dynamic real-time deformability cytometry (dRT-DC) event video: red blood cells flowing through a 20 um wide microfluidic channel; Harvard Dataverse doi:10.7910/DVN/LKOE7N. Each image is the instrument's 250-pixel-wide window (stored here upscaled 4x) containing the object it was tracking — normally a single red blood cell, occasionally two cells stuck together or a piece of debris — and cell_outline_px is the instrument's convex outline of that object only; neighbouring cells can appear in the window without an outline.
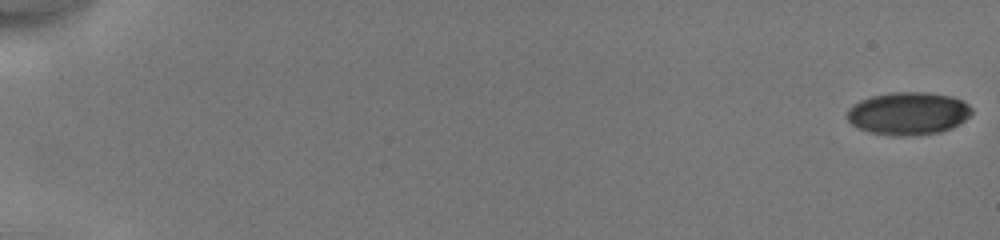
{"species": "human", "species_latin": "Homo sapiens", "temperature_condition": "cold", "stored_images_in_passage": 51, "camera_frame_rate_fps": 3000, "um_per_image_px": 0.085, "donor": {"sex": "male"}, "frame": {"image": 1, "passage_image": 1, "time_ms": 0.0, "image_size_px": [1000, 240], "cell_outline_px": [[972, 112], [964, 120], [952, 128], [940, 132], [908, 136], [892, 136], [872, 132], [860, 128], [852, 124], [848, 120], [848, 108], [860, 100], [872, 96], [892, 92], [924, 92], [952, 96], [968, 104], [972, 108]], "centroid_in_image_um": [77.21, 9.64], "position_along_channel_um": 7.8, "area_um2": 30.87}}
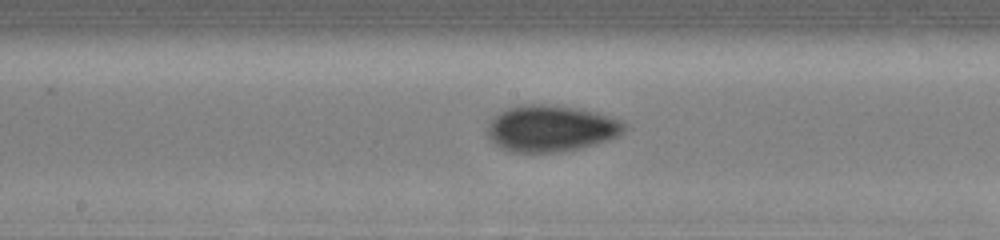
{"frame": {"image": 2, "passage_image": 29, "time_ms": 9.333, "image_size_px": [1000, 240], "cell_outline_px": [[624, 132], [620, 136], [596, 144], [564, 152], [508, 152], [500, 148], [488, 136], [488, 120], [492, 116], [516, 104], [544, 104], [584, 108], [600, 112], [624, 120]], "centroid_in_image_um": [46.86, 10.9], "position_along_channel_um": 201.3, "area_um2": 37.86}}
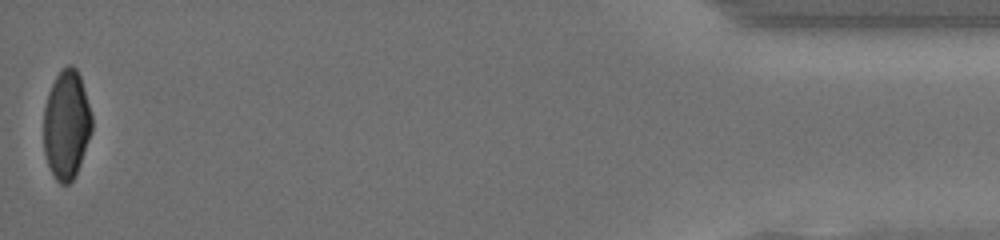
{"frame": {"image": 3, "passage_image": 51, "time_ms": 16.667, "image_size_px": [1000, 240], "cell_outline_px": [[92, 132], [80, 164], [72, 180], [68, 184], [60, 184], [56, 180], [48, 164], [44, 152], [44, 108], [48, 92], [56, 76], [68, 64], [72, 64], [76, 68], [80, 76], [92, 116]], "centroid_in_image_um": [5.65, 10.59], "position_along_channel_um": 429.5, "area_um2": 30.46}, "authors_computed_cell_mechanics": {"area_um2": 33.2928, "velocity_mm_per_s": 4.1918, "shape_relaxation_time_tau1_ms": 3.4207, "shape_relaxation_time_tau2_ms": 1.7248, "deformation_change_tau1": 0.104, "deformation_change_tau2": 0.0477}}